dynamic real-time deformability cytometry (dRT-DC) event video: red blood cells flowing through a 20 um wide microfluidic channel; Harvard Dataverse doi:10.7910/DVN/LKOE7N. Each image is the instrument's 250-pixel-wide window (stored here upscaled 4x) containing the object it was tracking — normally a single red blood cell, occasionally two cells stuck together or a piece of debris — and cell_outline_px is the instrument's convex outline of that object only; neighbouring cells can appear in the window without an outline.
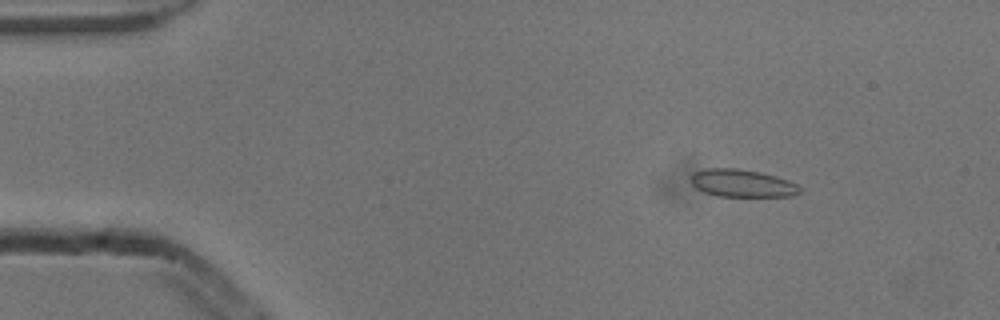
{"species": "common noctule bat (a hibernating species)", "species_latin": "Nyctalus noctula", "temperature_condition": "cold", "stored_images_in_passage": 4, "camera_frame_rate_fps": 3000, "um_per_image_px": 0.085, "animal": {"sex": "male", "body_mass_g": 13.3}, "frame": {"image": 1, "passage_image": 2, "time_ms": 0.333, "image_size_px": [1000, 320], "cell_outline_px": [[804, 188], [800, 192], [792, 196], [720, 196], [704, 192], [696, 188], [692, 184], [692, 172], [708, 168], [736, 168], [760, 172], [776, 176], [788, 180]], "centroid_in_image_um": [63.11, 15.57], "position_along_channel_um": 21.9, "area_um2": 17.51}}